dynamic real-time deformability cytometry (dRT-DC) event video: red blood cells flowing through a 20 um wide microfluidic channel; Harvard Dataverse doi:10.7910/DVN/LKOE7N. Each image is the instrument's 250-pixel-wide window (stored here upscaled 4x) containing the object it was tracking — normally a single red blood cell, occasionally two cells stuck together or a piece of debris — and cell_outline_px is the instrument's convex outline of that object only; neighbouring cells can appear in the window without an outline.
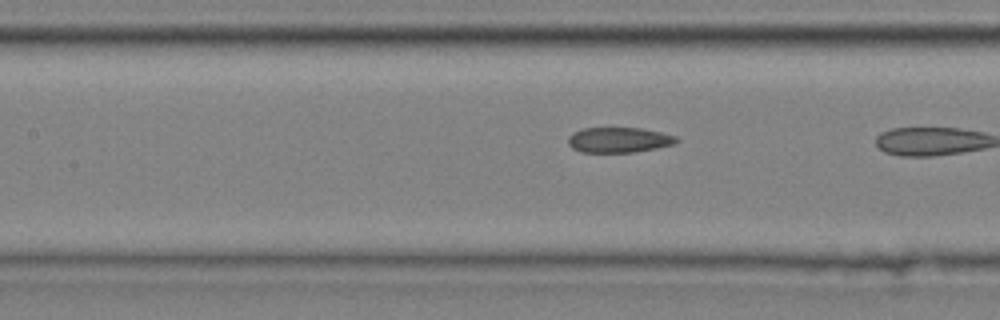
{"species": "common noctule bat (a hibernating species)", "species_latin": "Nyctalus noctula", "temperature_condition": "cold", "stored_images_in_passage": 11, "camera_frame_rate_fps": 3000, "um_per_image_px": 0.085, "animal": {"sex": "male", "body_mass_g": 20.4}, "frame": {"image": 1, "passage_image": 10, "time_ms": 3.0, "image_size_px": [1000, 320], "cell_outline_px": [[680, 140], [676, 144], [656, 148], [632, 152], [580, 152], [572, 148], [568, 144], [568, 136], [572, 132], [584, 128], [640, 128], [660, 132], [676, 136]], "centroid_in_image_um": [52.6, 11.89], "position_along_channel_um": 154.8, "area_um2": 16.01}}